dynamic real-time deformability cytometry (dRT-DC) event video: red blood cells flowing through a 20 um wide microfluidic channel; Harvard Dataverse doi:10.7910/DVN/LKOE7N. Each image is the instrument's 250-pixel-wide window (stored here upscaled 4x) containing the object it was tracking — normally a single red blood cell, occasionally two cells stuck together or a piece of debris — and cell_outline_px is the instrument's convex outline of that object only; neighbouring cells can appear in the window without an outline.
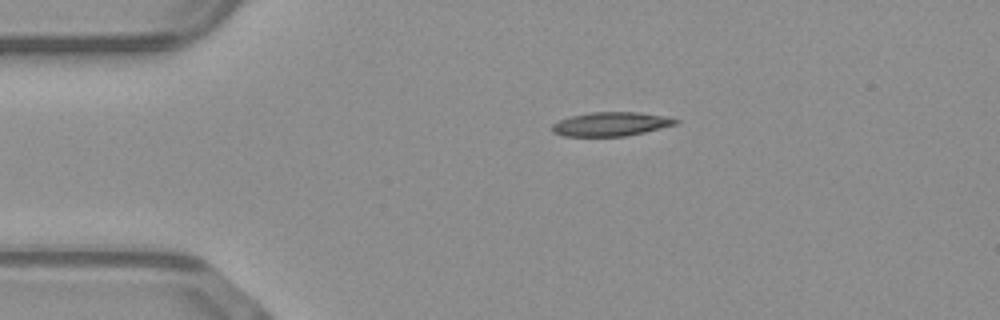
{"species": "common noctule bat (a hibernating species)", "species_latin": "Nyctalus noctula", "temperature_condition": "warm", "stored_images_in_passage": 35, "camera_frame_rate_fps": 3000, "um_per_image_px": 0.085, "animal": {"sex": "male", "body_mass_g": 23.1, "forearm_length_mm": 52.7}, "frame": {"image": 1, "passage_image": 1, "time_ms": 0.0, "image_size_px": [1000, 320], "cell_outline_px": [[680, 120], [676, 124], [644, 132], [624, 136], [564, 136], [552, 132], [552, 124], [560, 120], [572, 116], [592, 112], [636, 112], [664, 116]], "centroid_in_image_um": [51.91, 10.55], "position_along_channel_um": 33.1, "area_um2": 16.99}}
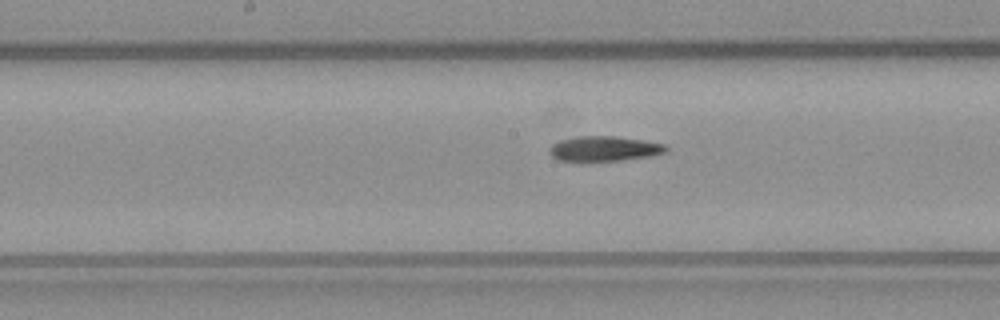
{"frame": {"image": 2, "passage_image": 16, "time_ms": 5.0, "image_size_px": [1000, 320], "cell_outline_px": [[668, 152], [648, 156], [620, 160], [560, 160], [552, 156], [548, 152], [548, 148], [552, 144], [560, 140], [580, 136], [616, 136], [644, 140], [668, 144]], "centroid_in_image_um": [51.4, 12.61], "position_along_channel_um": 196.8, "area_um2": 16.88}}
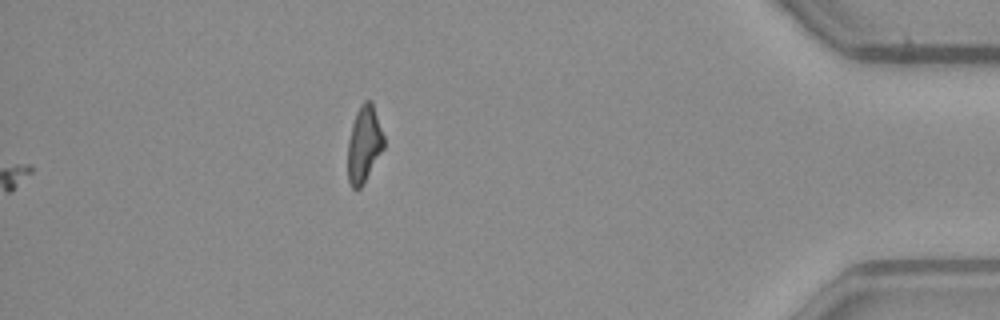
{"frame": {"image": 3, "passage_image": 35, "time_ms": 11.333, "image_size_px": [1000, 320], "cell_outline_px": [[384, 148], [364, 184], [360, 188], [352, 188], [348, 180], [348, 140], [352, 124], [356, 112], [360, 104], [364, 100], [372, 100], [384, 136]], "centroid_in_image_um": [30.95, 12.24], "position_along_channel_um": 404.2, "area_um2": 16.24}, "authors_computed_cell_mechanics": {"area_um2": 16.9932, "velocity_mm_per_s": 4.0883, "shape_relaxation_time_tau1_ms": 5.2201, "shape_relaxation_time_tau2_ms": 8.1707, "deformation_change_tau1": 0.1879, "deformation_change_tau2": 0.2423}}